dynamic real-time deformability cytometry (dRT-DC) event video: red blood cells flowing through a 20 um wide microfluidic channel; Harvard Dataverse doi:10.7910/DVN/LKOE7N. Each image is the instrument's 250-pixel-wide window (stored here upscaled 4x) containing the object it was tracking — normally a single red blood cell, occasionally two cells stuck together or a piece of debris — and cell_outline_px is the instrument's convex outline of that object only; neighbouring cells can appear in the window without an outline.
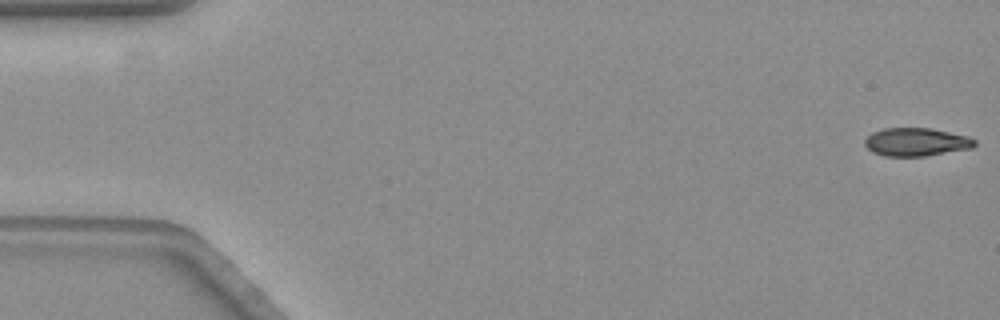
{"species": "common noctule bat (a hibernating species)", "species_latin": "Nyctalus noctula", "temperature_condition": "warm", "stored_images_in_passage": 58, "camera_frame_rate_fps": 3000, "um_per_image_px": 0.085, "animal": {"sex": "female", "body_mass_g": 19.3, "forearm_length_mm": 54.1}, "frame": {"image": 1, "passage_image": 1, "time_ms": 0.0, "image_size_px": [1000, 320], "cell_outline_px": [[976, 144], [972, 148], [924, 156], [884, 156], [872, 152], [864, 144], [864, 140], [872, 132], [884, 128], [928, 128], [968, 136], [976, 140]], "centroid_in_image_um": [77.86, 12.07], "position_along_channel_um": 7.1, "area_um2": 17.98}}
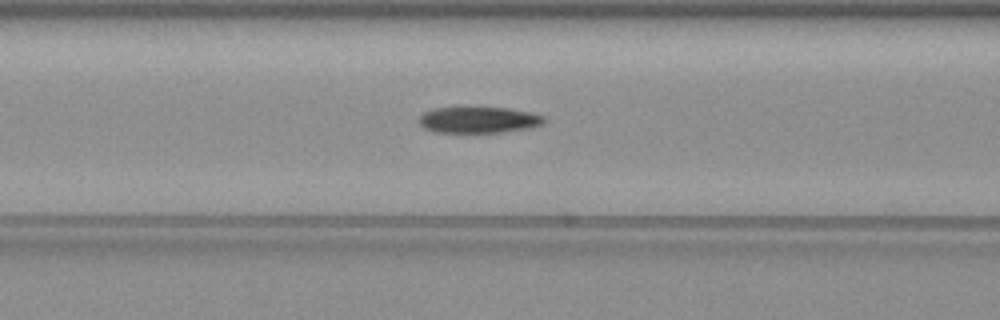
{"frame": {"image": 2, "passage_image": 23, "time_ms": 7.333, "image_size_px": [1000, 320], "cell_outline_px": [[548, 120], [544, 124], [532, 128], [476, 136], [432, 132], [424, 128], [420, 124], [420, 116], [424, 112], [436, 108], [508, 108], [532, 112], [544, 116]], "centroid_in_image_um": [40.73, 10.26], "position_along_channel_um": 125.9, "area_um2": 20.23}}
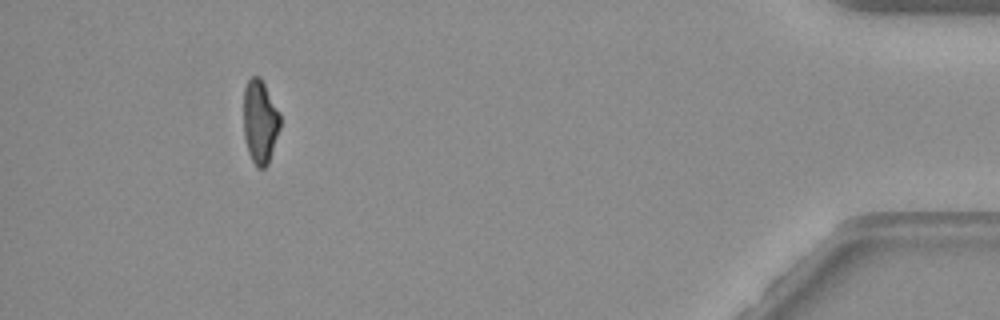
{"frame": {"image": 3, "passage_image": 53, "time_ms": 17.333, "image_size_px": [1000, 320], "cell_outline_px": [[280, 128], [268, 164], [264, 168], [256, 168], [248, 152], [244, 136], [244, 88], [248, 80], [252, 76], [260, 76], [280, 112]], "centroid_in_image_um": [22.11, 10.34], "position_along_channel_um": 413.1, "area_um2": 17.92}, "authors_computed_cell_mechanics": {"area_um2": 19.2763, "velocity_mm_per_s": 3.558, "shape_relaxation_time_tau1_ms": 3.0387, "shape_relaxation_time_tau2_ms": 6.3823, "deformation_change_tau1": 0.1472, "deformation_change_tau2": 0.1435}}